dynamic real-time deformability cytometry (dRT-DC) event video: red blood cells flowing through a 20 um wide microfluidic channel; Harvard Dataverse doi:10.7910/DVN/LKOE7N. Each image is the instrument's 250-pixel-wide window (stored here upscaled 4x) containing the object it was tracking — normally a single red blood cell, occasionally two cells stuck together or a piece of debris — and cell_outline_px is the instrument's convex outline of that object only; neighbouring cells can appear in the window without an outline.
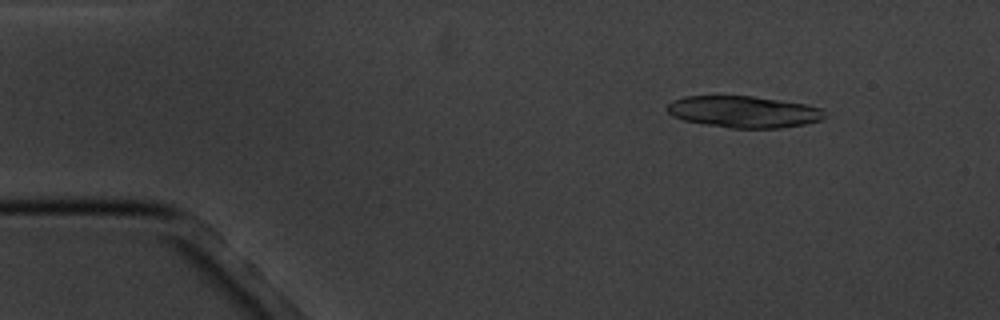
{"species": "common noctule bat (a hibernating species)", "species_latin": "Nyctalus noctula", "temperature_condition": "cold", "stored_images_in_passage": 5, "camera_frame_rate_fps": 3000, "um_per_image_px": 0.085, "animal": {"sex": "male", "body_mass_g": 20.1, "forearm_length_mm": 53.5}, "frame": {"image": 1, "passage_image": 2, "time_ms": 1.333, "image_size_px": [1000, 320], "cell_outline_px": [[828, 116], [820, 120], [804, 124], [780, 128], [732, 128], [704, 124], [684, 120], [672, 116], [664, 108], [672, 100], [684, 96], [752, 96], [808, 104], [820, 108]], "centroid_in_image_um": [63.2, 9.5], "position_along_channel_um": 21.8, "area_um2": 29.19}}